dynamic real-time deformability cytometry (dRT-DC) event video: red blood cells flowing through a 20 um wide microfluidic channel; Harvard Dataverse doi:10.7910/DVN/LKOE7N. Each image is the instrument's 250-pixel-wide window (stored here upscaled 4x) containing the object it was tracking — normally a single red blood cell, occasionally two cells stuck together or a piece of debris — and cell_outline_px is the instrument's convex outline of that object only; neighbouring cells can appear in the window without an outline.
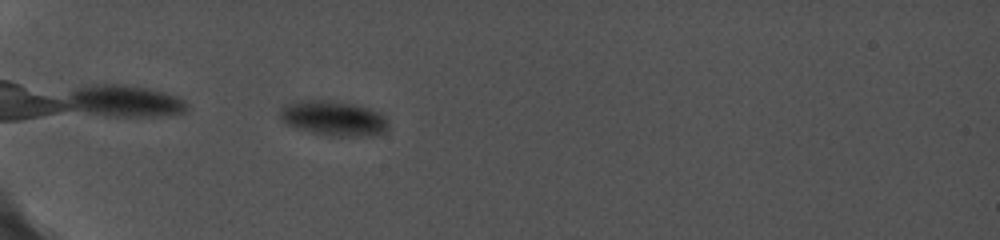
{"species": "common noctule bat (a hibernating species)", "species_latin": "Nyctalus noctula", "temperature_condition": "cold", "stored_images_in_passage": 34, "camera_frame_rate_fps": 5000, "um_per_image_px": 0.085, "animal": {"sex": "female", "body_mass_g": 19.0, "forearm_length_mm": 56.7}, "frame": {"image": 1, "passage_image": 2, "time_ms": 0.4, "image_size_px": [1000, 240], "cell_outline_px": [[388, 128], [384, 132], [372, 136], [324, 136], [296, 128], [288, 124], [280, 116], [280, 108], [288, 104], [300, 100], [324, 100], [352, 104], [376, 112], [384, 116], [388, 124]], "centroid_in_image_um": [28.34, 10.08], "position_along_channel_um": 56.7, "area_um2": 21.73}}
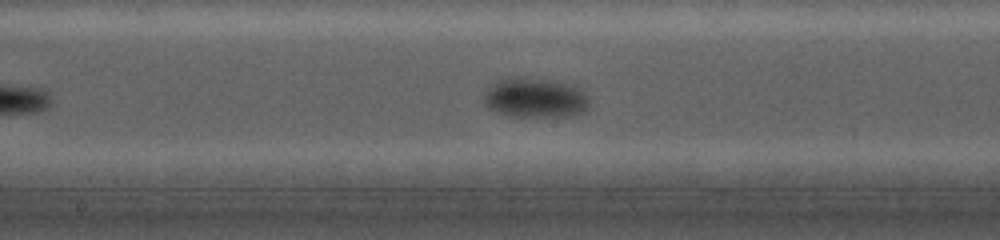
{"frame": {"image": 2, "passage_image": 13, "time_ms": 5.2, "image_size_px": [1000, 240], "cell_outline_px": [[588, 108], [584, 112], [568, 116], [508, 116], [488, 108], [484, 104], [484, 96], [492, 84], [500, 80], [512, 76], [520, 76], [548, 80], [572, 84], [584, 92], [588, 100]], "centroid_in_image_um": [45.48, 8.31], "position_along_channel_um": 202.7, "area_um2": 24.39}}
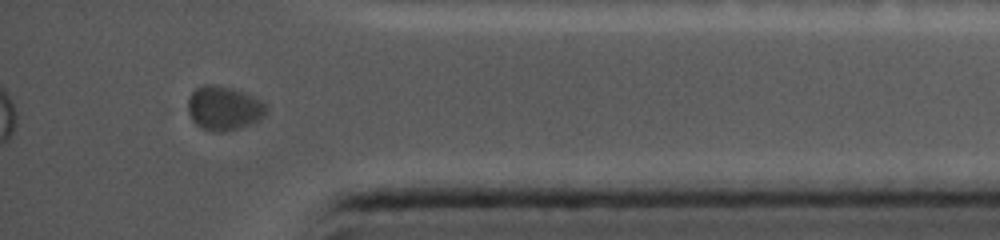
{"frame": {"image": 3, "passage_image": 31, "time_ms": 11.2, "image_size_px": [1000, 240], "cell_outline_px": [[268, 112], [260, 120], [252, 124], [240, 128], [224, 132], [216, 132], [200, 128], [192, 120], [188, 112], [188, 96], [196, 88], [204, 84], [212, 84], [232, 88], [244, 92], [264, 100], [268, 108]], "centroid_in_image_um": [19.06, 9.2], "position_along_channel_um": 416.1, "area_um2": 20.63}}